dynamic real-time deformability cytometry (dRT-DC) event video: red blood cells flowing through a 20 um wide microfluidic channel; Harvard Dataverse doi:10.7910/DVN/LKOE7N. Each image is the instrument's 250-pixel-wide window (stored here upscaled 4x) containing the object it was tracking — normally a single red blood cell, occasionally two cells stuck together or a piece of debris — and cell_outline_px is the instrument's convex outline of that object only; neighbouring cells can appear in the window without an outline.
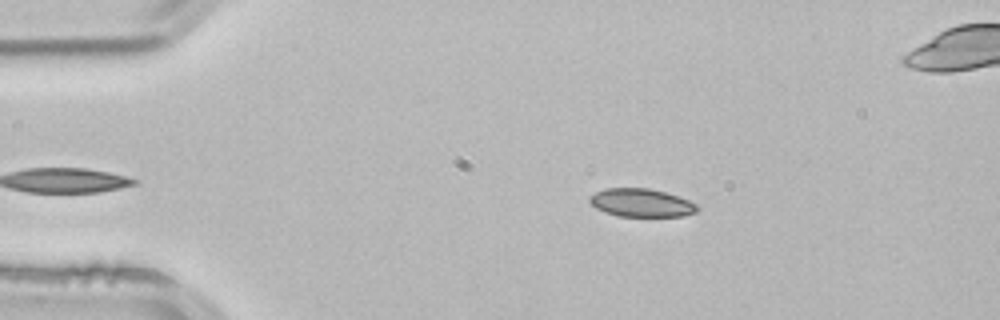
{"species": "common noctule bat (a hibernating species)", "species_latin": "Nyctalus noctula", "temperature_condition": "room temperature", "stored_images_in_passage": 3, "camera_frame_rate_fps": 3000, "um_per_image_px": 0.085, "animal": {"sex": "male", "body_mass_g": 21.5, "forearm_length_mm": 52.0}, "frame": {"image": 1, "passage_image": 1, "time_ms": 0.0, "image_size_px": [1000, 320], "cell_outline_px": [[700, 208], [696, 212], [684, 216], [620, 216], [604, 212], [596, 208], [588, 200], [588, 196], [604, 188], [648, 188], [664, 192], [688, 200], [696, 204]], "centroid_in_image_um": [54.49, 17.24], "position_along_channel_um": 30.5, "area_um2": 17.63}}